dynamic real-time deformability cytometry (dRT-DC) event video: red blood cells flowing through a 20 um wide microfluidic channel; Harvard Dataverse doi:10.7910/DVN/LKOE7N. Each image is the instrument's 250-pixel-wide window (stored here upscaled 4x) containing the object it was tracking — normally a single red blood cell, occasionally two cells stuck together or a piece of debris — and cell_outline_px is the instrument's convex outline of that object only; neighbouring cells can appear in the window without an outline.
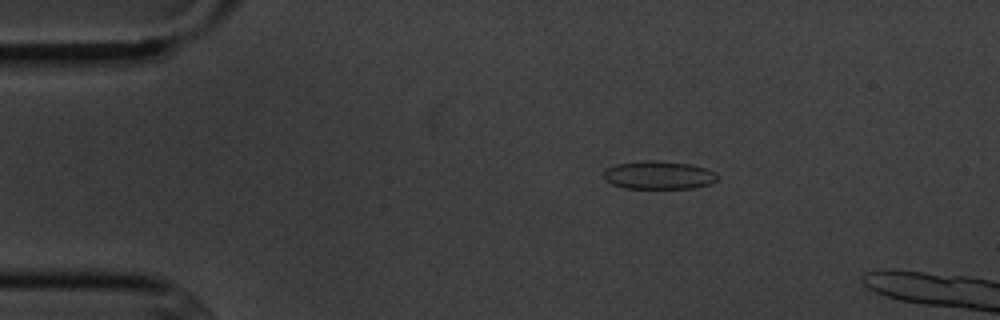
{"species": "common noctule bat (a hibernating species)", "species_latin": "Nyctalus noctula", "temperature_condition": "cold", "stored_images_in_passage": 4, "camera_frame_rate_fps": 3000, "um_per_image_px": 0.085, "animal": {"sex": "male", "body_mass_g": 20.1, "forearm_length_mm": 53.5}, "frame": {"image": 1, "passage_image": 3, "time_ms": 2.333, "image_size_px": [1000, 320], "cell_outline_px": [[720, 176], [716, 180], [708, 184], [692, 188], [624, 188], [612, 184], [604, 180], [604, 172], [608, 168], [616, 164], [644, 160], [656, 160], [692, 164], [716, 172]], "centroid_in_image_um": [55.99, 14.88], "position_along_channel_um": 29.0, "area_um2": 18.73}}